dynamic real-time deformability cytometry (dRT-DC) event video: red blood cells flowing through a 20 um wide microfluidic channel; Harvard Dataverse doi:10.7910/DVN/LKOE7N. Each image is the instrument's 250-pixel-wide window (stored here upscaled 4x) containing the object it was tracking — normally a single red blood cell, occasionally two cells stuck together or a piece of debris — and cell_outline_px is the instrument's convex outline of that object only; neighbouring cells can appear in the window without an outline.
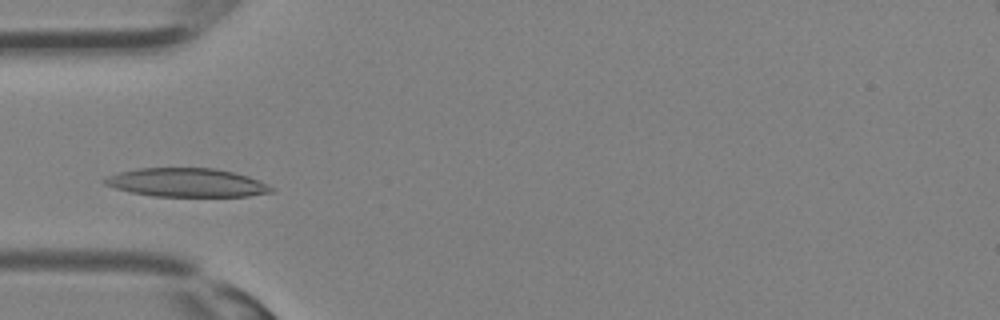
{"species": "Egyptian fruit bat (a non-hibernating species)", "species_latin": "Rousettus aegyptiacus", "temperature_condition": "room temperature", "stored_images_in_passage": 29, "camera_frame_rate_fps": 3000, "um_per_image_px": 0.085, "animal": {"sex": "female"}, "frame": {"image": 1, "passage_image": 7, "time_ms": 2.0, "image_size_px": [1000, 320], "cell_outline_px": [[276, 188], [272, 192], [248, 196], [152, 196], [132, 192], [116, 188], [104, 184], [100, 180], [108, 176], [120, 172], [136, 168], [212, 168], [232, 172], [248, 176], [260, 180]], "centroid_in_image_um": [15.88, 15.52], "position_along_channel_um": 69.1, "area_um2": 27.8}}
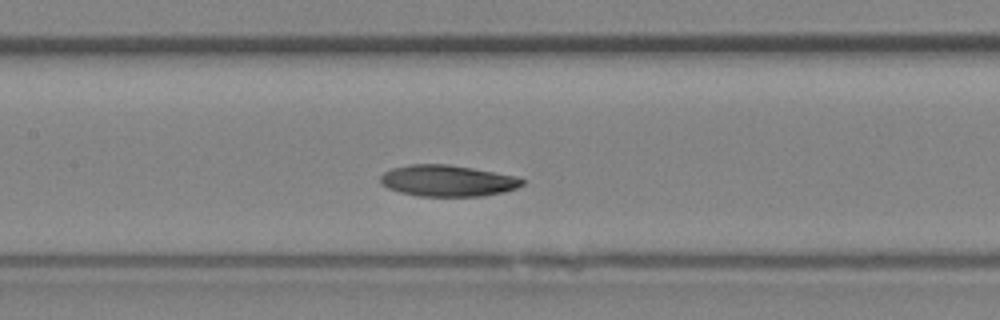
{"frame": {"image": 2, "passage_image": 12, "time_ms": 3.667, "image_size_px": [1000, 320], "cell_outline_px": [[524, 184], [516, 188], [504, 192], [480, 196], [420, 196], [400, 192], [388, 188], [380, 184], [380, 176], [384, 172], [392, 168], [408, 164], [448, 164], [472, 168], [516, 176], [524, 180]], "centroid_in_image_um": [38.02, 15.36], "position_along_channel_um": 169.4, "area_um2": 25.89}}
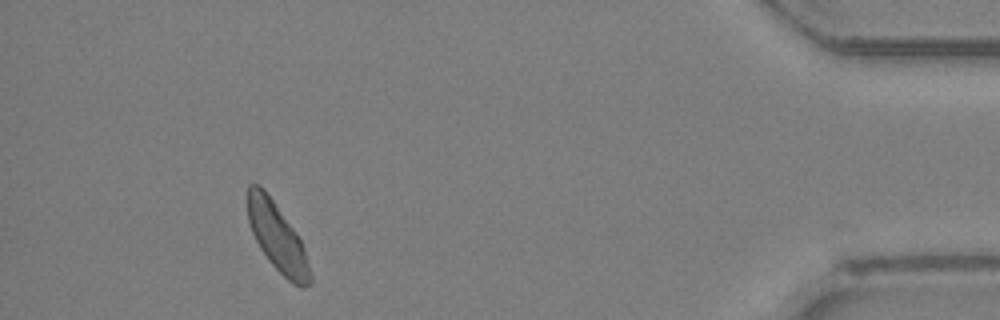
{"frame": {"image": 3, "passage_image": 27, "time_ms": 8.667, "image_size_px": [1000, 320], "cell_outline_px": [[312, 280], [308, 284], [300, 288], [292, 284], [268, 260], [260, 248], [252, 232], [248, 220], [248, 184], [260, 184], [264, 188], [292, 228], [300, 240], [312, 276]], "centroid_in_image_um": [23.54, 20.17], "position_along_channel_um": 411.7, "area_um2": 24.16}}